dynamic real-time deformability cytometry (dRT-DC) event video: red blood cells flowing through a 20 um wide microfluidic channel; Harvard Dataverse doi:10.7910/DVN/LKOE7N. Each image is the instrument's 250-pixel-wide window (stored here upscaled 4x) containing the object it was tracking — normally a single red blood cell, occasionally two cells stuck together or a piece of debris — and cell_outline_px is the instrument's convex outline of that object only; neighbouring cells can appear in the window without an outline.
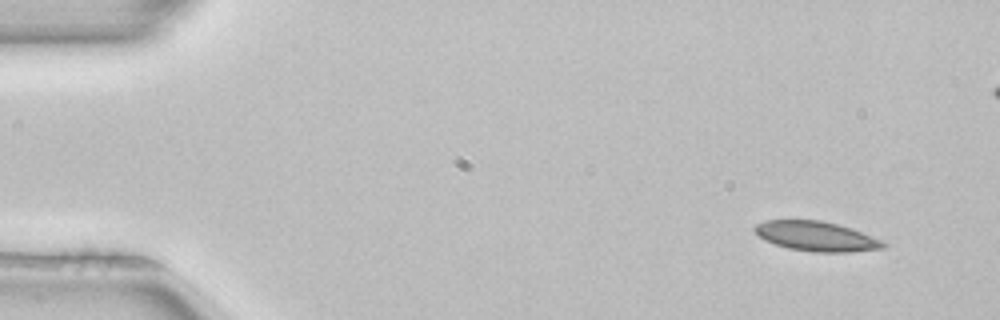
{"species": "common noctule bat (a hibernating species)", "species_latin": "Nyctalus noctula", "temperature_condition": "room temperature", "stored_images_in_passage": 4, "camera_frame_rate_fps": 3000, "um_per_image_px": 0.085, "animal": {"sex": "female", "body_mass_g": 22.7, "forearm_length_mm": 54.2}, "frame": {"image": 1, "passage_image": 1, "time_ms": 0.0, "image_size_px": [1000, 320], "cell_outline_px": [[888, 244], [884, 248], [852, 252], [812, 252], [788, 248], [764, 240], [752, 228], [756, 224], [764, 220], [820, 220], [836, 224], [860, 232], [880, 240]], "centroid_in_image_um": [69.35, 20.09], "position_along_channel_um": 15.7, "area_um2": 22.02}}